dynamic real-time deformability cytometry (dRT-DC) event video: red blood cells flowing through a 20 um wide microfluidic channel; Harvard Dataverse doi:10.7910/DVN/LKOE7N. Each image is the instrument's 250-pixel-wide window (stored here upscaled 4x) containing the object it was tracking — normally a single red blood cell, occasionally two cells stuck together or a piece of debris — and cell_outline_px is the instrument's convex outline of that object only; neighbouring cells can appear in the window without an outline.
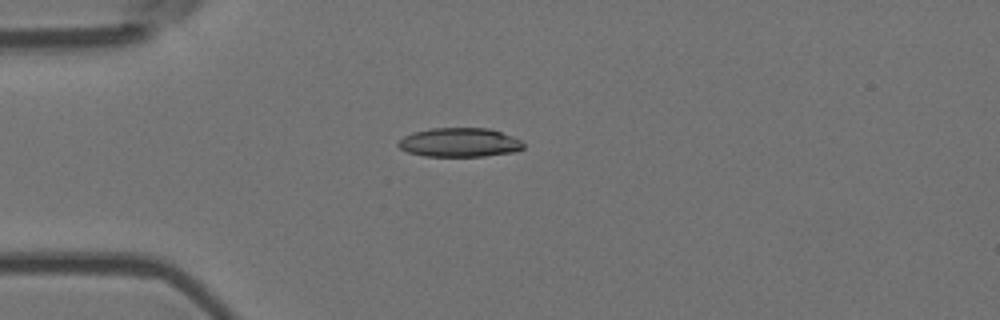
{"species": "Egyptian fruit bat (a non-hibernating species)", "species_latin": "Rousettus aegyptiacus", "temperature_condition": "room temperature", "stored_images_in_passage": 7, "camera_frame_rate_fps": 3000, "um_per_image_px": 0.085, "animal": {"sex": "female"}, "frame": {"image": 1, "passage_image": 4, "time_ms": 1.0, "image_size_px": [1000, 320], "cell_outline_px": [[524, 148], [516, 152], [484, 156], [424, 156], [408, 152], [400, 148], [396, 144], [404, 136], [412, 132], [432, 128], [488, 128], [524, 140]], "centroid_in_image_um": [39.09, 12.11], "position_along_channel_um": 45.9, "area_um2": 21.33}}
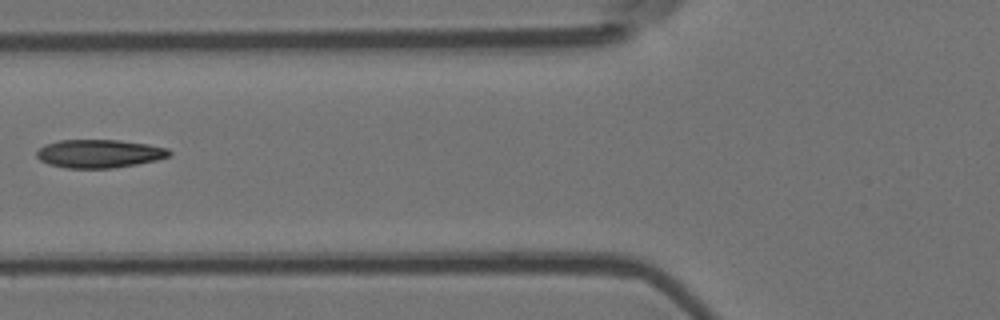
{"frame": {"image": 2, "passage_image": 6, "time_ms": 1.667, "image_size_px": [1000, 320], "cell_outline_px": [[172, 152], [168, 156], [156, 160], [136, 164], [112, 168], [64, 168], [48, 164], [40, 160], [36, 156], [36, 152], [44, 144], [60, 140], [120, 140], [148, 144], [168, 148]], "centroid_in_image_um": [8.41, 13.05], "position_along_channel_um": 117.4, "area_um2": 21.91}}
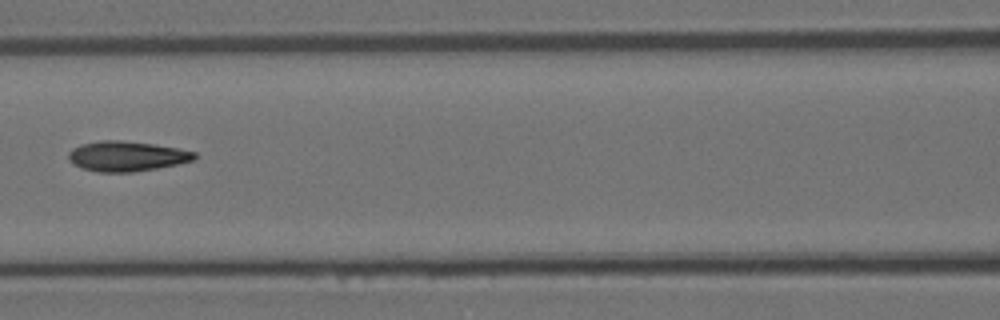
{"frame": {"image": 3, "passage_image": 7, "time_ms": 2.0, "image_size_px": [1000, 320], "cell_outline_px": [[196, 156], [192, 160], [176, 164], [156, 168], [132, 172], [96, 172], [80, 168], [72, 164], [68, 160], [68, 152], [72, 148], [80, 144], [100, 140], [124, 140], [152, 144], [176, 148], [196, 152]], "centroid_in_image_um": [10.68, 13.27], "position_along_channel_um": 155.9, "area_um2": 22.14}}